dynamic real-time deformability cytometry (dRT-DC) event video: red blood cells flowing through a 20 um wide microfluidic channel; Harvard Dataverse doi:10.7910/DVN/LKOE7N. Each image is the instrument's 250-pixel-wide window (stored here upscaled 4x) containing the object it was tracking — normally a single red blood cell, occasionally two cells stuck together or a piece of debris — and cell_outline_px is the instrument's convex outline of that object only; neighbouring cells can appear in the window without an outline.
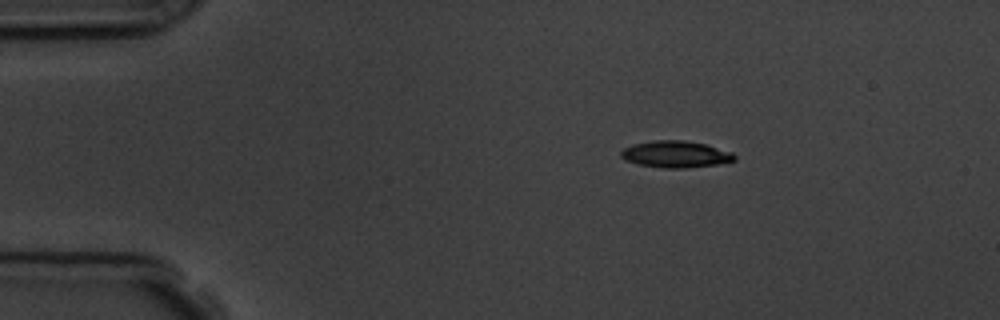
{"species": "common noctule bat (a hibernating species)", "species_latin": "Nyctalus noctula", "temperature_condition": "room temperature", "stored_images_in_passage": 3, "camera_frame_rate_fps": 3000, "um_per_image_px": 0.085, "animal": {"sex": "male", "body_mass_g": 19.5, "forearm_length_mm": 54.6}, "frame": {"image": 1, "passage_image": 2, "time_ms": 1.0, "image_size_px": [1000, 320], "cell_outline_px": [[736, 160], [716, 164], [684, 168], [664, 168], [640, 164], [624, 160], [620, 156], [620, 152], [624, 148], [632, 144], [656, 140], [684, 140], [708, 144], [732, 152], [736, 156]], "centroid_in_image_um": [57.44, 13.1], "position_along_channel_um": 27.6, "area_um2": 17.69}}